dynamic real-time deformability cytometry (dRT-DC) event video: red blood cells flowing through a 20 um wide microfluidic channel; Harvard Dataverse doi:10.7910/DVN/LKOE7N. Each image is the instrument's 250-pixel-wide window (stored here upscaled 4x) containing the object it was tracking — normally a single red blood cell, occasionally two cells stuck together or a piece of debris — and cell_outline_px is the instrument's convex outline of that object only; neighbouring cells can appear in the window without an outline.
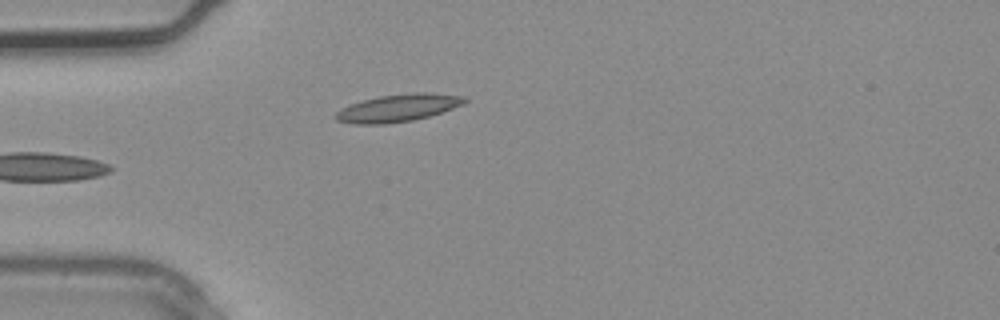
{"species": "common noctule bat (a hibernating species)", "species_latin": "Nyctalus noctula", "temperature_condition": "warm", "stored_images_in_passage": 4, "camera_frame_rate_fps": 3000, "um_per_image_px": 0.085, "animal": {"sex": "male", "body_mass_g": 20.4}, "frame": {"image": 1, "passage_image": 4, "time_ms": 1.0, "image_size_px": [1000, 320], "cell_outline_px": [[468, 100], [464, 104], [428, 116], [412, 120], [384, 124], [352, 124], [336, 120], [332, 116], [336, 112], [352, 104], [364, 100], [380, 96], [416, 92], [424, 92], [468, 96]], "centroid_in_image_um": [33.85, 9.17], "position_along_channel_um": 51.1, "area_um2": 20.46}}